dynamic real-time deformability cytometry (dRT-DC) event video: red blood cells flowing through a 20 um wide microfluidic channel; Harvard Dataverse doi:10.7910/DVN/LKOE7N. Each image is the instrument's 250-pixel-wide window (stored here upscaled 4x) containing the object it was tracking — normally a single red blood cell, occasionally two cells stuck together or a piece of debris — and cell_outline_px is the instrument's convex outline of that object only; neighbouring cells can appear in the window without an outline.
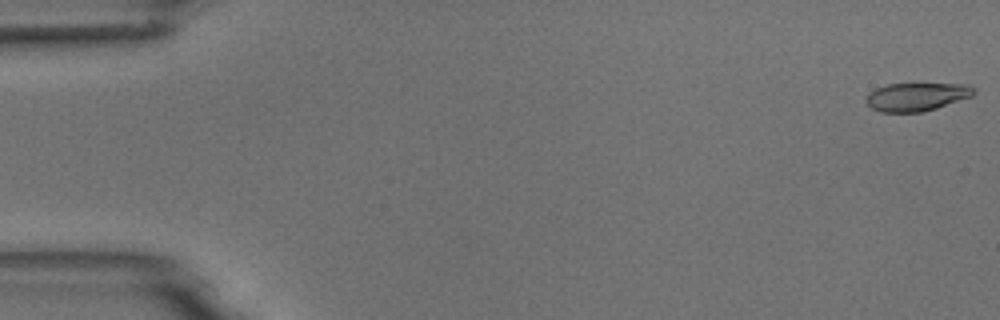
{"species": "common noctule bat (a hibernating species)", "species_latin": "Nyctalus noctula", "temperature_condition": "room temperature", "stored_images_in_passage": 7, "camera_frame_rate_fps": 3000, "um_per_image_px": 0.085, "animal": {"sex": "male", "body_mass_g": 18.8}, "frame": {"image": 1, "passage_image": 1, "time_ms": 0.0, "image_size_px": [1000, 320], "cell_outline_px": [[976, 92], [972, 96], [936, 108], [920, 112], [880, 112], [872, 108], [864, 100], [868, 92], [876, 88], [888, 84], [968, 84], [976, 88]], "centroid_in_image_um": [77.9, 8.22], "position_along_channel_um": 7.1, "area_um2": 17.74}}
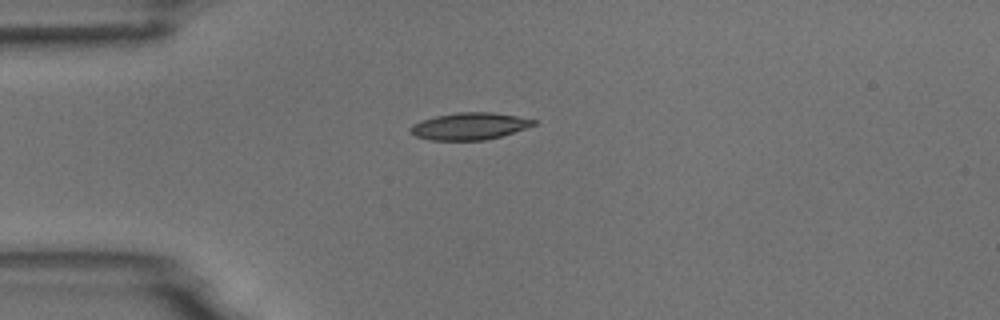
{"frame": {"image": 2, "passage_image": 5, "time_ms": 4.333, "image_size_px": [1000, 320], "cell_outline_px": [[536, 124], [500, 136], [484, 140], [432, 140], [416, 136], [408, 132], [408, 128], [412, 124], [420, 120], [436, 116], [456, 112], [492, 112], [516, 116], [536, 120]], "centroid_in_image_um": [39.84, 10.72], "position_along_channel_um": 45.2, "area_um2": 19.31}}
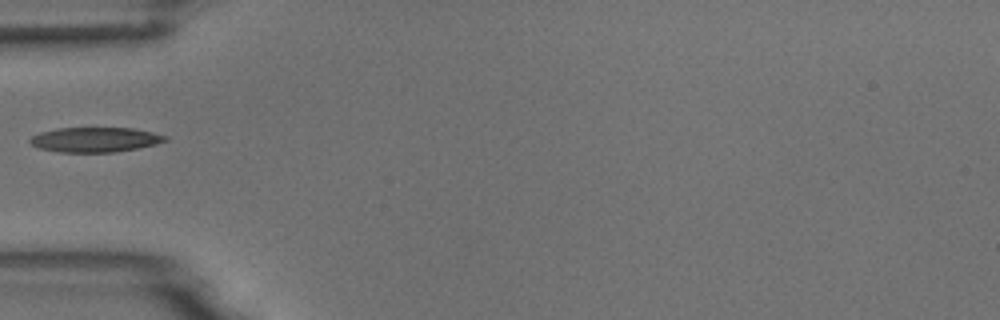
{"frame": {"image": 3, "passage_image": 6, "time_ms": 5.667, "image_size_px": [1000, 320], "cell_outline_px": [[168, 140], [156, 144], [116, 152], [60, 152], [40, 148], [32, 144], [28, 140], [32, 136], [40, 132], [56, 128], [132, 128], [152, 132], [168, 136]], "centroid_in_image_um": [8.09, 11.86], "position_along_channel_um": 76.9, "area_um2": 19.48}}